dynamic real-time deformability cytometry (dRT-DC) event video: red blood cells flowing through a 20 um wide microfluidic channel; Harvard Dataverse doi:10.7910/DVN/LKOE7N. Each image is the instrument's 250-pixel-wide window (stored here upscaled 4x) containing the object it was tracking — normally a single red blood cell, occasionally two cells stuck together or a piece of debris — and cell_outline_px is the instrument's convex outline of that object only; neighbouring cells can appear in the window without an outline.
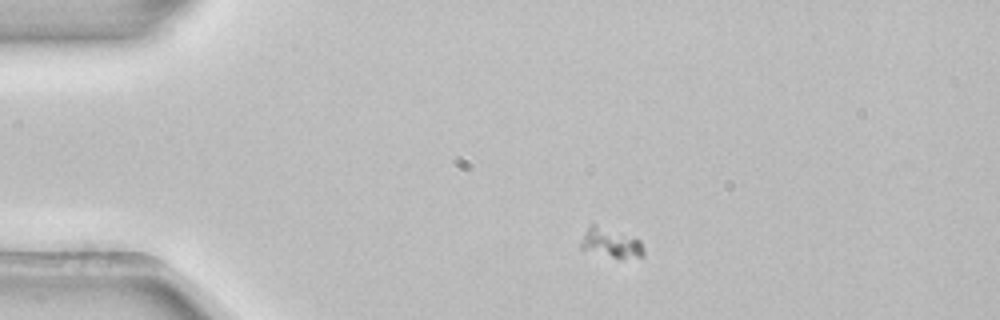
{"species": "common noctule bat (a hibernating species)", "species_latin": "Nyctalus noctula", "temperature_condition": "room temperature", "stored_images_in_passage": 2, "camera_frame_rate_fps": 3000, "um_per_image_px": 0.085, "animal": {"sex": "female", "body_mass_g": 22.7, "forearm_length_mm": 54.2}, "frame": {"image": 1, "passage_image": 1, "time_ms": 0.0, "image_size_px": [1000, 320], "cell_outline_px": [[644, 256], [612, 256], [580, 248], [580, 244], [584, 232], [588, 224], [596, 224], [640, 240], [644, 248]], "centroid_in_image_um": [51.88, 20.59], "position_along_channel_um": 33.1, "area_um2": 10.23}}